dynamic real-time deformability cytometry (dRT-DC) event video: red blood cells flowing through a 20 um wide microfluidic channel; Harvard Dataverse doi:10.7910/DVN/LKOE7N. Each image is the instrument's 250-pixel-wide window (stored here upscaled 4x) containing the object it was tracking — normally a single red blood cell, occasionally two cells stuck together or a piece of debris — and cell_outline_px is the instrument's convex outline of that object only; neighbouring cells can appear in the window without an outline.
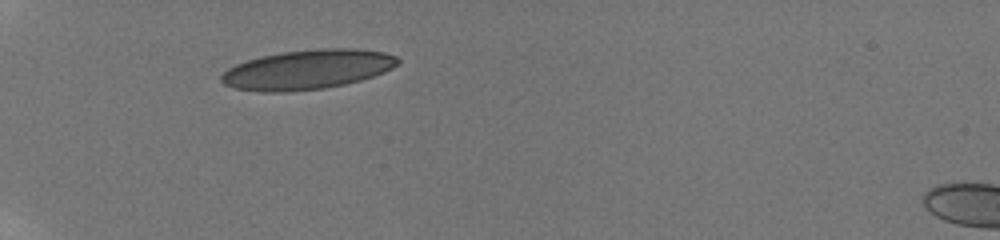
{"species": "human", "species_latin": "Homo sapiens", "temperature_condition": "room temperature", "stored_images_in_passage": 15, "camera_frame_rate_fps": 3000, "um_per_image_px": 0.085, "donor": {"sex": "male"}, "frame": {"image": 1, "passage_image": 1, "time_ms": 0.0, "image_size_px": [1000, 240], "cell_outline_px": [[400, 64], [384, 72], [360, 80], [344, 84], [324, 88], [284, 92], [264, 92], [236, 88], [224, 84], [220, 80], [220, 76], [228, 68], [236, 64], [260, 56], [284, 52], [316, 48], [352, 48], [384, 52], [396, 56], [400, 60]], "centroid_in_image_um": [26.15, 5.9], "position_along_channel_um": 58.9, "area_um2": 40.58}}
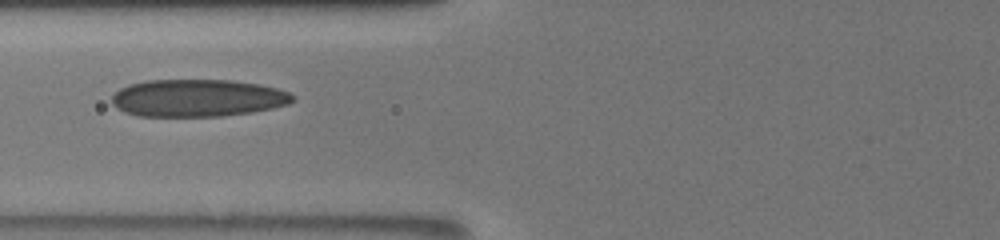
{"frame": {"image": 2, "passage_image": 14, "time_ms": 2.0, "image_size_px": [1000, 240], "cell_outline_px": [[296, 96], [288, 104], [272, 108], [252, 112], [224, 116], [136, 116], [124, 112], [116, 108], [112, 104], [112, 96], [120, 88], [128, 84], [148, 80], [232, 80], [260, 84], [276, 88], [288, 92]], "centroid_in_image_um": [16.78, 8.33], "position_along_channel_um": 109.0, "area_um2": 39.59}}